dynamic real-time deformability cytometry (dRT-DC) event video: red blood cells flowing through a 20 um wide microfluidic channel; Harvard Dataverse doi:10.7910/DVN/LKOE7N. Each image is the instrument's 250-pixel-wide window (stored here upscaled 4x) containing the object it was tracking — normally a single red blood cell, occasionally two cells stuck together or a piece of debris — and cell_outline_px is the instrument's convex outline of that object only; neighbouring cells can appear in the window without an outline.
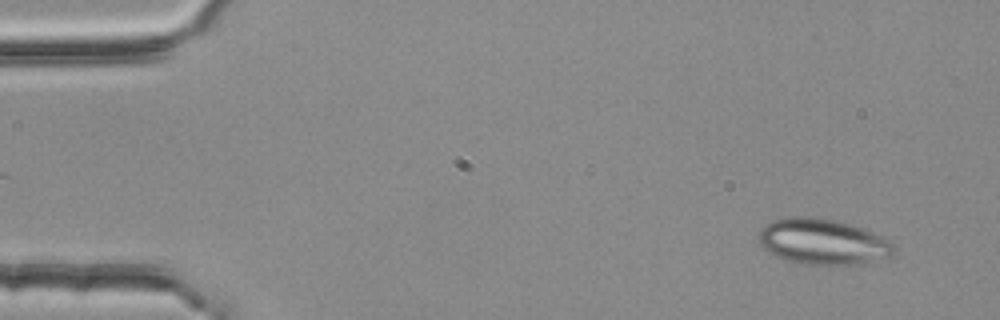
{"species": "common noctule bat (a hibernating species)", "species_latin": "Nyctalus noctula", "temperature_condition": "room temperature", "stored_images_in_passage": 52, "camera_frame_rate_fps": 3000, "um_per_image_px": 0.085, "animal": {"sex": "female", "body_mass_g": 25.1}, "frame": {"image": 1, "passage_image": 3, "time_ms": 0.667, "image_size_px": [1000, 320], "cell_outline_px": [[896, 252], [892, 256], [852, 264], [812, 264], [784, 260], [768, 252], [760, 244], [760, 228], [764, 224], [772, 220], [788, 216], [816, 216], [836, 220], [852, 224], [872, 232], [880, 236], [892, 244], [896, 248]], "centroid_in_image_um": [69.9, 20.51], "position_along_channel_um": 15.1, "area_um2": 35.89}}
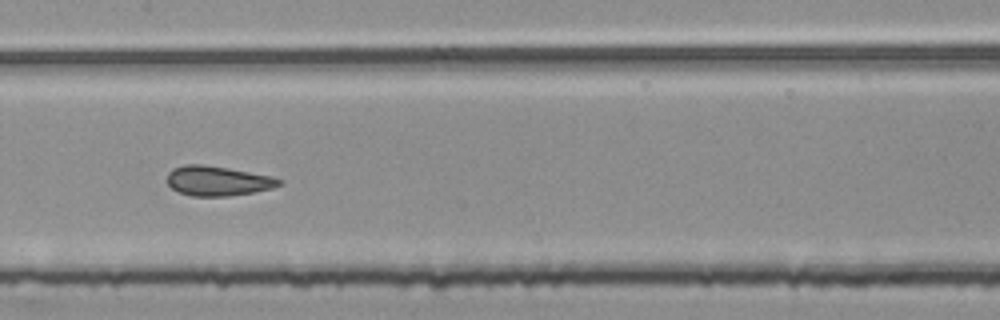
{"frame": {"image": 2, "passage_image": 26, "time_ms": 8.333, "image_size_px": [1000, 320], "cell_outline_px": [[284, 184], [272, 188], [252, 192], [228, 196], [192, 196], [180, 192], [172, 188], [168, 184], [168, 172], [172, 168], [184, 164], [204, 164], [228, 168], [272, 176], [284, 180]], "centroid_in_image_um": [18.53, 15.36], "position_along_channel_um": 188.9, "area_um2": 19.48}}
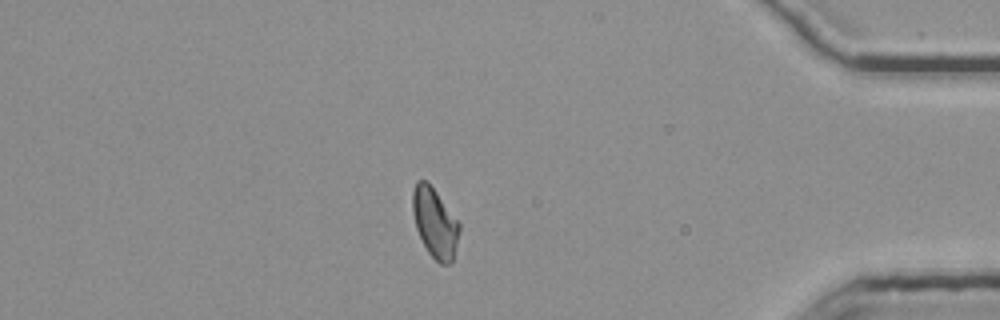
{"frame": {"image": 3, "passage_image": 46, "time_ms": 15.0, "image_size_px": [1000, 320], "cell_outline_px": [[460, 232], [452, 264], [440, 264], [428, 252], [416, 228], [412, 208], [412, 192], [416, 180], [428, 180], [460, 224]], "centroid_in_image_um": [36.97, 18.92], "position_along_channel_um": 398.2, "area_um2": 19.02}, "authors_computed_cell_mechanics": {"area_um2": 19.5075, "velocity_mm_per_s": 3.7412, "shape_relaxation_time_tau1_ms": null, "shape_relaxation_time_tau2_ms": 1.1692, "deformation_change_tau1": null, "deformation_change_tau2": 0.0835}}